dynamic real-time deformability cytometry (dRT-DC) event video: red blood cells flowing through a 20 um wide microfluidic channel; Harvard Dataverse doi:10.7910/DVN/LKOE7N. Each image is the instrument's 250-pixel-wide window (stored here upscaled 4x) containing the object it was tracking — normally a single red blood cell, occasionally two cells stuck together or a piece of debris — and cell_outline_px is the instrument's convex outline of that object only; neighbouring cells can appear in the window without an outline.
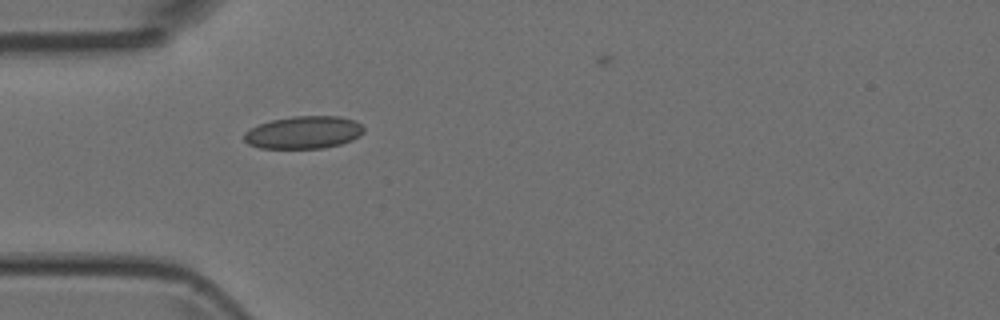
{"species": "Egyptian fruit bat (a non-hibernating species)", "species_latin": "Rousettus aegyptiacus", "temperature_condition": "room temperature", "stored_images_in_passage": 1, "camera_frame_rate_fps": 3000, "um_per_image_px": 0.085, "animal": {"sex": "female"}, "frame": {"image": 1, "passage_image": 1, "time_ms": 0.0, "image_size_px": [1000, 320], "cell_outline_px": [[364, 132], [360, 136], [352, 140], [340, 144], [324, 148], [260, 148], [248, 144], [244, 140], [244, 132], [260, 124], [272, 120], [292, 116], [340, 116], [352, 120], [360, 124], [364, 128]], "centroid_in_image_um": [25.82, 11.26], "position_along_channel_um": 59.2, "area_um2": 22.66}}